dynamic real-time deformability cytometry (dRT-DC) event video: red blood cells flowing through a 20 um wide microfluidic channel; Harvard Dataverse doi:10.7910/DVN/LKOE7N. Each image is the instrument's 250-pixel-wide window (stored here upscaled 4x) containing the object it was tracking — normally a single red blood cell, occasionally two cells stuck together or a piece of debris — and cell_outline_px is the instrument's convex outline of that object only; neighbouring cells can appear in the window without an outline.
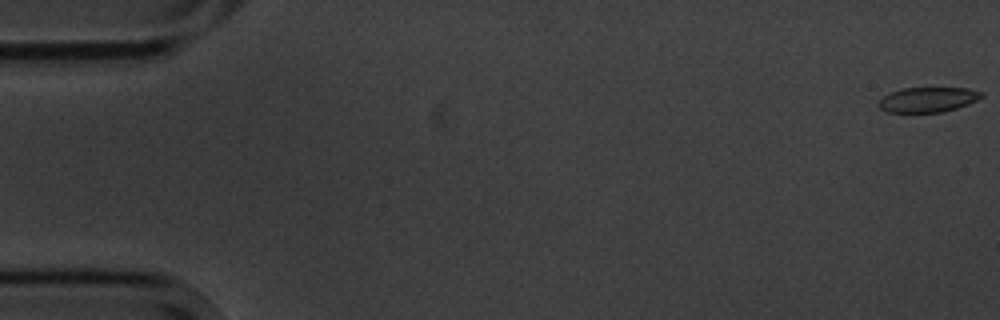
{"species": "common noctule bat (a hibernating species)", "species_latin": "Nyctalus noctula", "temperature_condition": "cold", "stored_images_in_passage": 6, "camera_frame_rate_fps": 3000, "um_per_image_px": 0.085, "animal": {"sex": "male", "body_mass_g": 20.1, "forearm_length_mm": 53.5}, "frame": {"image": 1, "passage_image": 1, "time_ms": 0.0, "image_size_px": [1000, 320], "cell_outline_px": [[984, 96], [968, 104], [944, 112], [888, 112], [880, 108], [876, 104], [884, 96], [892, 92], [904, 88], [968, 88], [984, 92]], "centroid_in_image_um": [78.9, 8.47], "position_along_channel_um": 6.1, "area_um2": 14.91}}
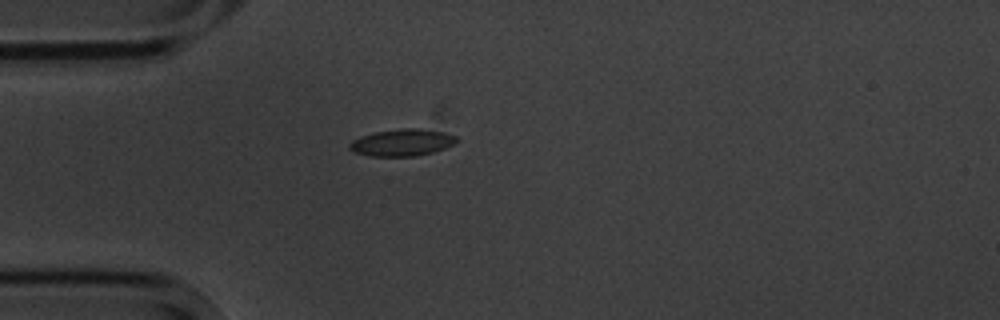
{"frame": {"image": 2, "passage_image": 5, "time_ms": 5.0, "image_size_px": [1000, 320], "cell_outline_px": [[460, 140], [456, 144], [432, 152], [416, 156], [368, 156], [356, 152], [348, 148], [348, 144], [352, 140], [360, 136], [376, 132], [400, 128], [420, 128], [444, 132], [456, 136]], "centroid_in_image_um": [34.2, 12.11], "position_along_channel_um": 50.8, "area_um2": 16.94}}